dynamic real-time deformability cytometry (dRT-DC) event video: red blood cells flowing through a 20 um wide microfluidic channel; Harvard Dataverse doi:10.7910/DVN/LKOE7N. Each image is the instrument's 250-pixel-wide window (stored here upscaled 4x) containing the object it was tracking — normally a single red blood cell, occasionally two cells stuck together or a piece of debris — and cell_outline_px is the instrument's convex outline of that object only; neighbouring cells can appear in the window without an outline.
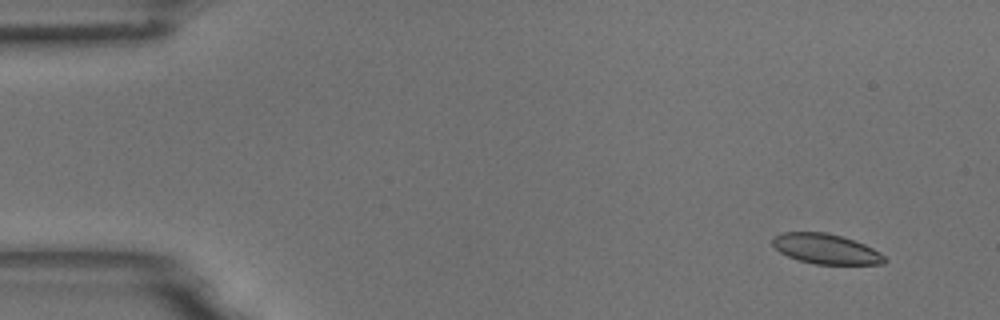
{"species": "common noctule bat (a hibernating species)", "species_latin": "Nyctalus noctula", "temperature_condition": "room temperature", "stored_images_in_passage": 6, "camera_frame_rate_fps": 3000, "um_per_image_px": 0.085, "animal": {"sex": "male", "body_mass_g": 18.8}, "frame": {"image": 1, "passage_image": 1, "time_ms": 0.0, "image_size_px": [1000, 320], "cell_outline_px": [[888, 260], [884, 264], [816, 264], [800, 260], [788, 256], [780, 252], [772, 244], [772, 236], [784, 232], [824, 232], [840, 236], [864, 244], [880, 252]], "centroid_in_image_um": [70.2, 21.16], "position_along_channel_um": 14.8, "area_um2": 19.48}}
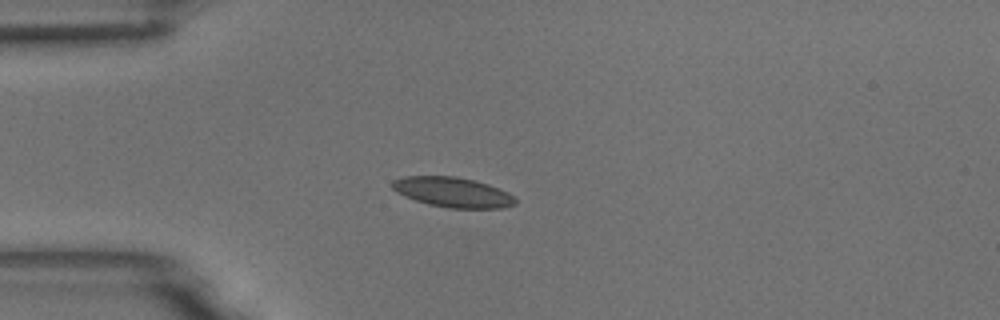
{"frame": {"image": 2, "passage_image": 4, "time_ms": 1.0, "image_size_px": [1000, 320], "cell_outline_px": [[516, 204], [504, 208], [448, 208], [428, 204], [404, 196], [396, 192], [392, 188], [392, 180], [404, 176], [456, 176], [476, 180], [500, 188], [508, 192], [516, 200]], "centroid_in_image_um": [38.49, 16.33], "position_along_channel_um": 46.5, "area_um2": 21.68}}